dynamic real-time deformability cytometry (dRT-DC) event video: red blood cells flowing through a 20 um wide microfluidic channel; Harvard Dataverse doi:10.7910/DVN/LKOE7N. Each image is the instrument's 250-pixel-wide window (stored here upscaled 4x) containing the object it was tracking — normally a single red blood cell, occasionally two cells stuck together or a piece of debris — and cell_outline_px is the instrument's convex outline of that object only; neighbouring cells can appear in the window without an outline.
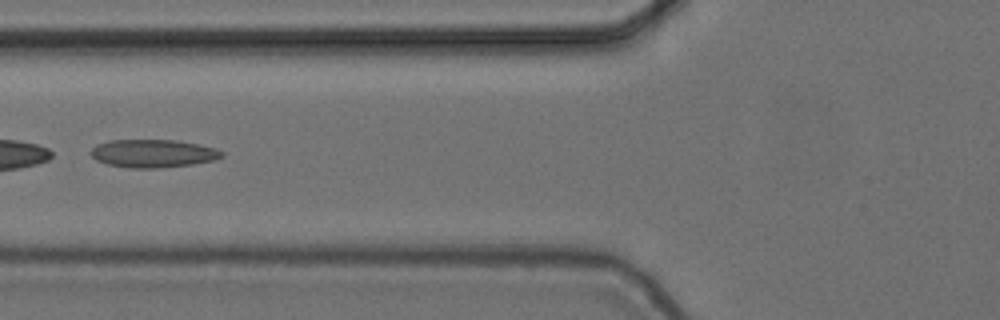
{"species": "common noctule bat (a hibernating species)", "species_latin": "Nyctalus noctula", "temperature_condition": "cold", "stored_images_in_passage": 53, "camera_frame_rate_fps": 3000, "um_per_image_px": 0.085, "animal": {"sex": "female", "body_mass_g": 24.6, "forearm_length_mm": 56.2}, "frame": {"image": 1, "passage_image": 21, "time_ms": 6.667, "image_size_px": [1000, 320], "cell_outline_px": [[224, 156], [216, 160], [192, 164], [156, 168], [128, 168], [108, 164], [96, 160], [88, 152], [96, 144], [108, 140], [176, 140], [216, 148], [224, 152]], "centroid_in_image_um": [12.99, 13.04], "position_along_channel_um": 112.8, "area_um2": 21.5}}
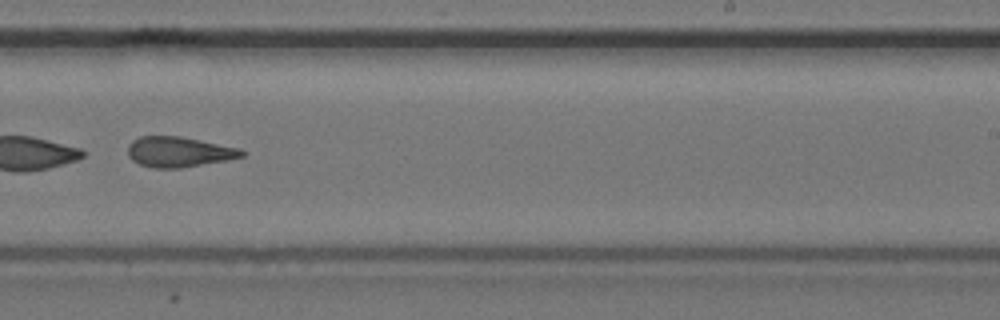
{"frame": {"image": 2, "passage_image": 34, "time_ms": 11.0, "image_size_px": [1000, 320], "cell_outline_px": [[244, 156], [228, 160], [180, 168], [152, 168], [140, 164], [132, 160], [128, 156], [128, 144], [132, 140], [140, 136], [180, 136], [240, 148], [244, 152]], "centroid_in_image_um": [15.18, 12.91], "position_along_channel_um": 273.8, "area_um2": 20.17}}